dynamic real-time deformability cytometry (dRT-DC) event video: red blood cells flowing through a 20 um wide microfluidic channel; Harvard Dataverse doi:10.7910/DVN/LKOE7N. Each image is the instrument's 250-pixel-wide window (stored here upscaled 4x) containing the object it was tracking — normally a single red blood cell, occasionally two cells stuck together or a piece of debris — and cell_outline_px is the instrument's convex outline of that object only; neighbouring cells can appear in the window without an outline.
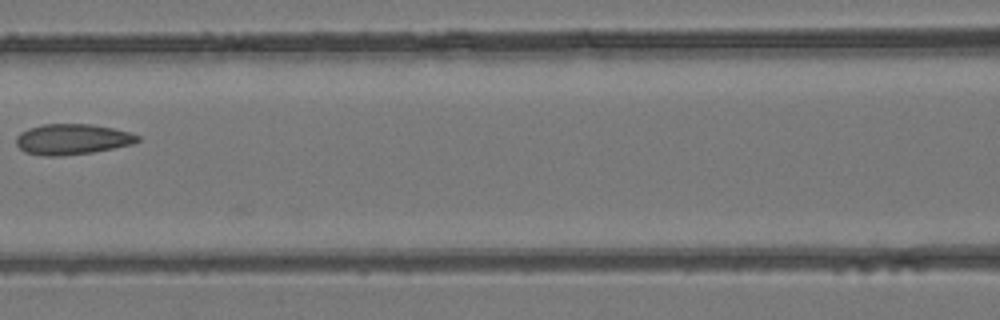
{"species": "common noctule bat (a hibernating species)", "species_latin": "Nyctalus noctula", "temperature_condition": "room temperature", "stored_images_in_passage": 6, "camera_frame_rate_fps": 3000, "um_per_image_px": 0.085, "animal": {"sex": "female", "body_mass_g": 24.6, "forearm_length_mm": 56.2}, "frame": {"image": 1, "passage_image": 6, "time_ms": 1.667, "image_size_px": [1000, 320], "cell_outline_px": [[140, 140], [132, 144], [92, 152], [60, 156], [44, 156], [24, 152], [16, 144], [16, 136], [20, 132], [28, 128], [44, 124], [92, 124], [132, 132], [140, 136]], "centroid_in_image_um": [6.13, 11.83], "position_along_channel_um": 160.5, "area_um2": 21.73}}